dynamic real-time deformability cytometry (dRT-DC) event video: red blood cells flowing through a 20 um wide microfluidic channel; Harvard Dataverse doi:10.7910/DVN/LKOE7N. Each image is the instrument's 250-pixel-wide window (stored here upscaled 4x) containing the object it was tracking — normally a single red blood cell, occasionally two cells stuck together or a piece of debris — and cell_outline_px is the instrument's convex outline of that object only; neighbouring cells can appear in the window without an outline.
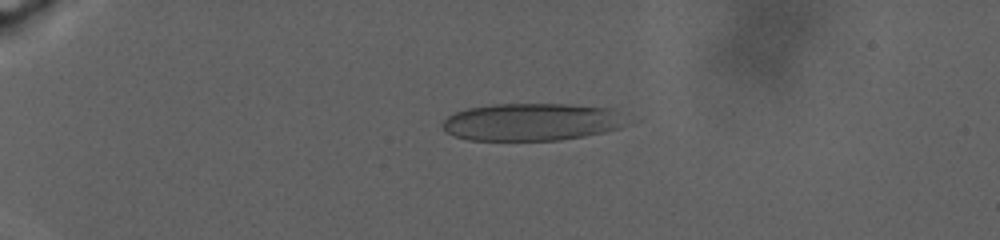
{"species": "human", "species_latin": "Homo sapiens", "temperature_condition": "warm", "stored_images_in_passage": 44, "camera_frame_rate_fps": 3000, "um_per_image_px": 0.085, "donor": {"sex": "male"}, "frame": {"image": 1, "passage_image": 29, "time_ms": 8.0, "image_size_px": [1000, 240], "cell_outline_px": [[628, 124], [620, 128], [604, 132], [584, 136], [560, 140], [468, 140], [452, 136], [444, 132], [440, 124], [448, 116], [456, 112], [468, 108], [492, 104], [564, 104], [612, 108]], "centroid_in_image_um": [45.12, 10.37], "position_along_channel_um": 39.9, "area_um2": 40.34}}